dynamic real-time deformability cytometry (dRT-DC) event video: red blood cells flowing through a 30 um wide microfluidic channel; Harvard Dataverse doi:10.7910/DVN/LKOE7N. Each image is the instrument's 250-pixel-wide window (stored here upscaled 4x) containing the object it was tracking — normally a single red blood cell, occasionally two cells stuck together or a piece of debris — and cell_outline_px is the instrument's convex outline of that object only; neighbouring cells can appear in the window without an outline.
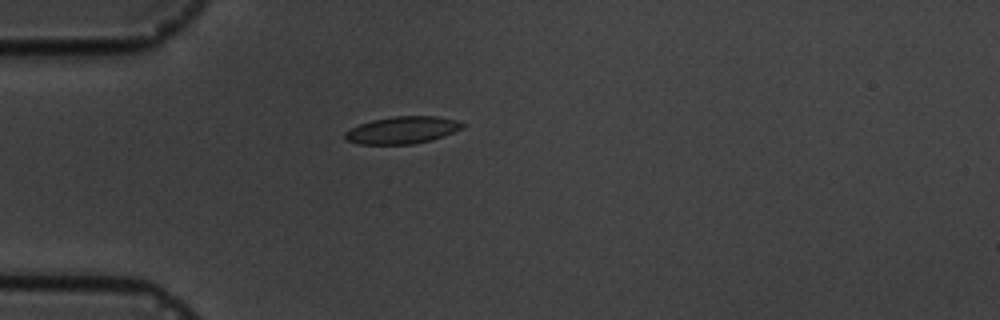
{"species": "common noctule bat (a hibernating species)", "species_latin": "Nyctalus noctula", "temperature_condition": "cold", "stored_images_in_passage": 5, "camera_frame_rate_fps": 3000, "um_per_image_px": 0.085, "animal": {"sex": "male", "body_mass_g": 19.5, "forearm_length_mm": 54.6}, "frame": {"image": 1, "passage_image": 5, "time_ms": 5.333, "image_size_px": [1000, 320], "cell_outline_px": [[464, 128], [444, 136], [412, 144], [360, 144], [344, 140], [344, 132], [360, 124], [372, 120], [396, 116], [436, 116], [456, 120], [464, 124]], "centroid_in_image_um": [34.18, 11.06], "position_along_channel_um": 50.8, "area_um2": 18.5}}